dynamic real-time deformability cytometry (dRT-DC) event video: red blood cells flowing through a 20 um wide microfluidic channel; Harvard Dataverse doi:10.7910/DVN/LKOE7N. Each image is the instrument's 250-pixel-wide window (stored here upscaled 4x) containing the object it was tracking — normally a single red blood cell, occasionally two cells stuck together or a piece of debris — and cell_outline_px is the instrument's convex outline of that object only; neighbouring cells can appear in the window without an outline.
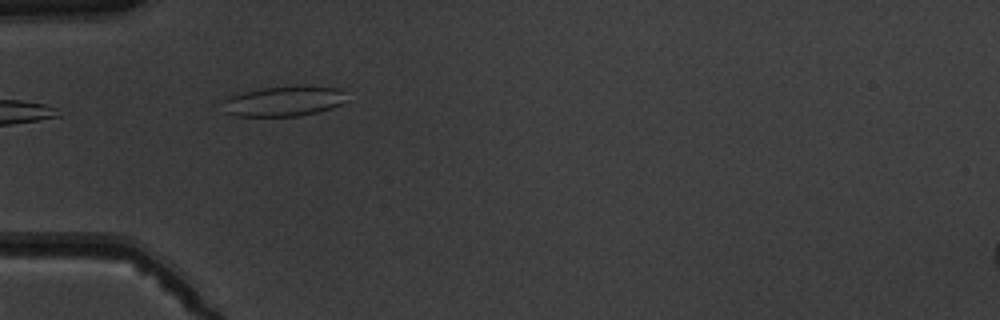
{"species": "common noctule bat (a hibernating species)", "species_latin": "Nyctalus noctula", "temperature_condition": "warm", "stored_images_in_passage": 12, "camera_frame_rate_fps": 3000, "um_per_image_px": 0.085, "animal": {"sex": "male", "body_mass_g": 19.5, "forearm_length_mm": 54.6}, "frame": {"image": 1, "passage_image": 7, "time_ms": 9.0, "image_size_px": [1000, 320], "cell_outline_px": [[348, 100], [332, 108], [316, 112], [296, 116], [236, 116], [224, 112], [220, 100], [232, 92], [260, 88], [340, 88], [344, 92]], "centroid_in_image_um": [23.96, 8.62], "position_along_channel_um": 61.0, "area_um2": 21.68}}
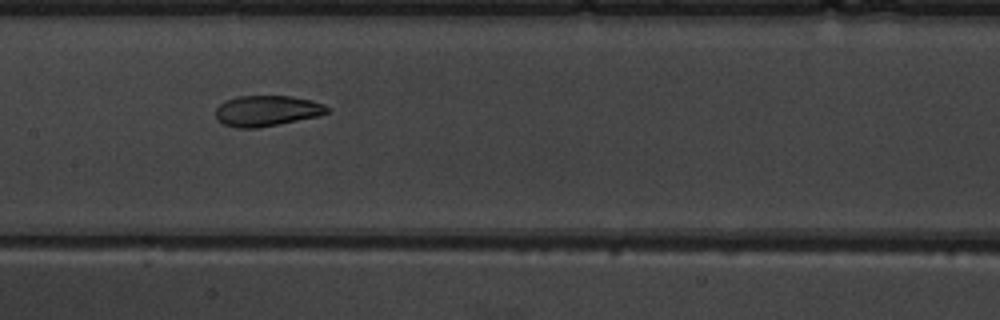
{"frame": {"image": 2, "passage_image": 10, "time_ms": 12.333, "image_size_px": [1000, 320], "cell_outline_px": [[328, 112], [316, 116], [260, 128], [236, 128], [224, 124], [216, 120], [216, 108], [224, 100], [236, 96], [292, 96], [312, 100], [324, 104], [328, 108]], "centroid_in_image_um": [22.63, 9.41], "position_along_channel_um": 184.8, "area_um2": 20.0}}
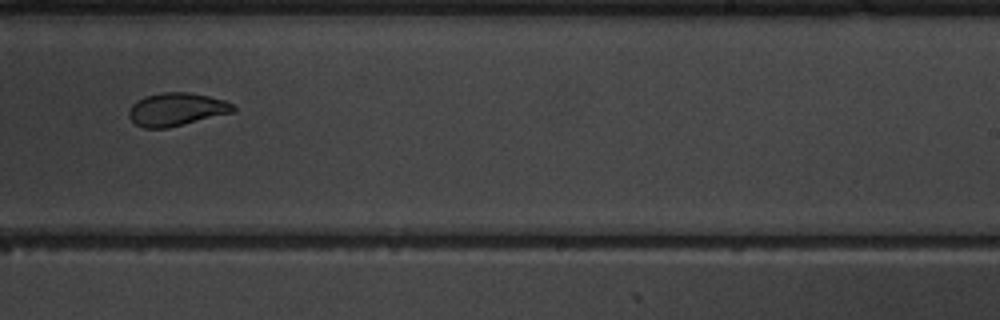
{"frame": {"image": 3, "passage_image": 12, "time_ms": 14.667, "image_size_px": [1000, 320], "cell_outline_px": [[236, 108], [232, 112], [168, 128], [144, 128], [136, 124], [128, 116], [128, 112], [132, 104], [144, 96], [160, 92], [188, 92], [208, 96], [224, 100], [232, 104]], "centroid_in_image_um": [14.96, 9.29], "position_along_channel_um": 274.0, "area_um2": 19.94}}